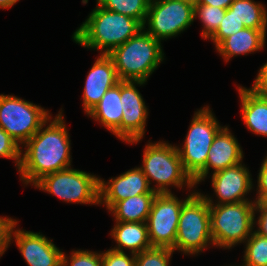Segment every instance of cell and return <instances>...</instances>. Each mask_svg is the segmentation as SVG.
Wrapping results in <instances>:
<instances>
[{
	"label": "cell",
	"instance_id": "1",
	"mask_svg": "<svg viewBox=\"0 0 267 266\" xmlns=\"http://www.w3.org/2000/svg\"><path fill=\"white\" fill-rule=\"evenodd\" d=\"M44 125L24 144L18 171L27 185H35L45 175L67 169L71 165L70 139L62 112ZM43 129V130H42Z\"/></svg>",
	"mask_w": 267,
	"mask_h": 266
},
{
	"label": "cell",
	"instance_id": "2",
	"mask_svg": "<svg viewBox=\"0 0 267 266\" xmlns=\"http://www.w3.org/2000/svg\"><path fill=\"white\" fill-rule=\"evenodd\" d=\"M97 5L72 37L83 47L102 49L101 54L108 55L143 29L138 20Z\"/></svg>",
	"mask_w": 267,
	"mask_h": 266
},
{
	"label": "cell",
	"instance_id": "3",
	"mask_svg": "<svg viewBox=\"0 0 267 266\" xmlns=\"http://www.w3.org/2000/svg\"><path fill=\"white\" fill-rule=\"evenodd\" d=\"M161 42L144 28L108 56L113 60L119 80L146 82L164 60Z\"/></svg>",
	"mask_w": 267,
	"mask_h": 266
},
{
	"label": "cell",
	"instance_id": "4",
	"mask_svg": "<svg viewBox=\"0 0 267 266\" xmlns=\"http://www.w3.org/2000/svg\"><path fill=\"white\" fill-rule=\"evenodd\" d=\"M202 196L210 208L213 245L230 249L250 237L255 222V201L212 204L210 197Z\"/></svg>",
	"mask_w": 267,
	"mask_h": 266
},
{
	"label": "cell",
	"instance_id": "5",
	"mask_svg": "<svg viewBox=\"0 0 267 266\" xmlns=\"http://www.w3.org/2000/svg\"><path fill=\"white\" fill-rule=\"evenodd\" d=\"M184 146L177 151L185 172L194 185L206 177V160L217 133L223 128L216 121L209 107L198 110L191 121Z\"/></svg>",
	"mask_w": 267,
	"mask_h": 266
},
{
	"label": "cell",
	"instance_id": "6",
	"mask_svg": "<svg viewBox=\"0 0 267 266\" xmlns=\"http://www.w3.org/2000/svg\"><path fill=\"white\" fill-rule=\"evenodd\" d=\"M142 163L140 168L147 177L149 186L150 181H156L157 193H171L168 189L170 185L182 188L186 183L188 188L194 187L193 180L182 166L177 146L160 141L149 143L145 147Z\"/></svg>",
	"mask_w": 267,
	"mask_h": 266
},
{
	"label": "cell",
	"instance_id": "7",
	"mask_svg": "<svg viewBox=\"0 0 267 266\" xmlns=\"http://www.w3.org/2000/svg\"><path fill=\"white\" fill-rule=\"evenodd\" d=\"M213 244L208 202L199 192L194 194L181 208L175 245L173 250L186 254L198 252Z\"/></svg>",
	"mask_w": 267,
	"mask_h": 266
},
{
	"label": "cell",
	"instance_id": "8",
	"mask_svg": "<svg viewBox=\"0 0 267 266\" xmlns=\"http://www.w3.org/2000/svg\"><path fill=\"white\" fill-rule=\"evenodd\" d=\"M50 120L44 108L13 95L0 94V127L19 145L25 144Z\"/></svg>",
	"mask_w": 267,
	"mask_h": 266
},
{
	"label": "cell",
	"instance_id": "9",
	"mask_svg": "<svg viewBox=\"0 0 267 266\" xmlns=\"http://www.w3.org/2000/svg\"><path fill=\"white\" fill-rule=\"evenodd\" d=\"M99 179L84 171L67 168L45 175L34 186L66 202L99 204Z\"/></svg>",
	"mask_w": 267,
	"mask_h": 266
},
{
	"label": "cell",
	"instance_id": "10",
	"mask_svg": "<svg viewBox=\"0 0 267 266\" xmlns=\"http://www.w3.org/2000/svg\"><path fill=\"white\" fill-rule=\"evenodd\" d=\"M194 19L191 4L180 0H150L143 28L148 24L147 32L161 42L187 29Z\"/></svg>",
	"mask_w": 267,
	"mask_h": 266
},
{
	"label": "cell",
	"instance_id": "11",
	"mask_svg": "<svg viewBox=\"0 0 267 266\" xmlns=\"http://www.w3.org/2000/svg\"><path fill=\"white\" fill-rule=\"evenodd\" d=\"M193 194L182 201L172 193H157L146 221L152 247H174L181 208Z\"/></svg>",
	"mask_w": 267,
	"mask_h": 266
},
{
	"label": "cell",
	"instance_id": "12",
	"mask_svg": "<svg viewBox=\"0 0 267 266\" xmlns=\"http://www.w3.org/2000/svg\"><path fill=\"white\" fill-rule=\"evenodd\" d=\"M134 84L141 86L145 82L121 80V140L132 144L138 143L145 134L148 116L145 102Z\"/></svg>",
	"mask_w": 267,
	"mask_h": 266
},
{
	"label": "cell",
	"instance_id": "13",
	"mask_svg": "<svg viewBox=\"0 0 267 266\" xmlns=\"http://www.w3.org/2000/svg\"><path fill=\"white\" fill-rule=\"evenodd\" d=\"M144 193H157L150 187L140 167L128 170L108 182L99 179V204L110 210L118 201Z\"/></svg>",
	"mask_w": 267,
	"mask_h": 266
},
{
	"label": "cell",
	"instance_id": "14",
	"mask_svg": "<svg viewBox=\"0 0 267 266\" xmlns=\"http://www.w3.org/2000/svg\"><path fill=\"white\" fill-rule=\"evenodd\" d=\"M16 222L10 233L29 266H61L63 252L45 236L31 231L15 230ZM14 233V234H13Z\"/></svg>",
	"mask_w": 267,
	"mask_h": 266
},
{
	"label": "cell",
	"instance_id": "15",
	"mask_svg": "<svg viewBox=\"0 0 267 266\" xmlns=\"http://www.w3.org/2000/svg\"><path fill=\"white\" fill-rule=\"evenodd\" d=\"M249 170L239 163L213 173L212 186L218 198V204L249 201L246 195L252 189Z\"/></svg>",
	"mask_w": 267,
	"mask_h": 266
},
{
	"label": "cell",
	"instance_id": "16",
	"mask_svg": "<svg viewBox=\"0 0 267 266\" xmlns=\"http://www.w3.org/2000/svg\"><path fill=\"white\" fill-rule=\"evenodd\" d=\"M119 81L113 60L108 55L101 54L86 78L82 96L86 114L101 100L107 90L114 87Z\"/></svg>",
	"mask_w": 267,
	"mask_h": 266
},
{
	"label": "cell",
	"instance_id": "17",
	"mask_svg": "<svg viewBox=\"0 0 267 266\" xmlns=\"http://www.w3.org/2000/svg\"><path fill=\"white\" fill-rule=\"evenodd\" d=\"M243 151L238 140L232 135L228 127H223L215 136L206 160V176L209 169L214 172L224 170L242 163Z\"/></svg>",
	"mask_w": 267,
	"mask_h": 266
},
{
	"label": "cell",
	"instance_id": "18",
	"mask_svg": "<svg viewBox=\"0 0 267 266\" xmlns=\"http://www.w3.org/2000/svg\"><path fill=\"white\" fill-rule=\"evenodd\" d=\"M241 98V114L245 125L251 132L267 136V95L255 91L252 87H238Z\"/></svg>",
	"mask_w": 267,
	"mask_h": 266
},
{
	"label": "cell",
	"instance_id": "19",
	"mask_svg": "<svg viewBox=\"0 0 267 266\" xmlns=\"http://www.w3.org/2000/svg\"><path fill=\"white\" fill-rule=\"evenodd\" d=\"M121 80L102 96L101 100L87 114L101 122L111 133L121 139Z\"/></svg>",
	"mask_w": 267,
	"mask_h": 266
},
{
	"label": "cell",
	"instance_id": "20",
	"mask_svg": "<svg viewBox=\"0 0 267 266\" xmlns=\"http://www.w3.org/2000/svg\"><path fill=\"white\" fill-rule=\"evenodd\" d=\"M266 30L243 28L222 40L215 48L226 62L233 56L259 51L265 45Z\"/></svg>",
	"mask_w": 267,
	"mask_h": 266
},
{
	"label": "cell",
	"instance_id": "21",
	"mask_svg": "<svg viewBox=\"0 0 267 266\" xmlns=\"http://www.w3.org/2000/svg\"><path fill=\"white\" fill-rule=\"evenodd\" d=\"M111 236L117 243L113 250L123 252V248L138 254L152 247L146 222H116Z\"/></svg>",
	"mask_w": 267,
	"mask_h": 266
},
{
	"label": "cell",
	"instance_id": "22",
	"mask_svg": "<svg viewBox=\"0 0 267 266\" xmlns=\"http://www.w3.org/2000/svg\"><path fill=\"white\" fill-rule=\"evenodd\" d=\"M157 193H144L118 201L109 211L116 222H146Z\"/></svg>",
	"mask_w": 267,
	"mask_h": 266
},
{
	"label": "cell",
	"instance_id": "23",
	"mask_svg": "<svg viewBox=\"0 0 267 266\" xmlns=\"http://www.w3.org/2000/svg\"><path fill=\"white\" fill-rule=\"evenodd\" d=\"M229 9L246 28L267 30V11L263 4L253 0H233Z\"/></svg>",
	"mask_w": 267,
	"mask_h": 266
},
{
	"label": "cell",
	"instance_id": "24",
	"mask_svg": "<svg viewBox=\"0 0 267 266\" xmlns=\"http://www.w3.org/2000/svg\"><path fill=\"white\" fill-rule=\"evenodd\" d=\"M97 3L109 11L130 16L144 26L150 0H97Z\"/></svg>",
	"mask_w": 267,
	"mask_h": 266
},
{
	"label": "cell",
	"instance_id": "25",
	"mask_svg": "<svg viewBox=\"0 0 267 266\" xmlns=\"http://www.w3.org/2000/svg\"><path fill=\"white\" fill-rule=\"evenodd\" d=\"M245 242V265L242 266H267V237L253 231Z\"/></svg>",
	"mask_w": 267,
	"mask_h": 266
},
{
	"label": "cell",
	"instance_id": "26",
	"mask_svg": "<svg viewBox=\"0 0 267 266\" xmlns=\"http://www.w3.org/2000/svg\"><path fill=\"white\" fill-rule=\"evenodd\" d=\"M226 9L205 4H197L194 7V18L197 16L203 23L202 37H209L218 29L220 22L225 16Z\"/></svg>",
	"mask_w": 267,
	"mask_h": 266
},
{
	"label": "cell",
	"instance_id": "27",
	"mask_svg": "<svg viewBox=\"0 0 267 266\" xmlns=\"http://www.w3.org/2000/svg\"><path fill=\"white\" fill-rule=\"evenodd\" d=\"M173 249L166 247H151L135 254V266H169Z\"/></svg>",
	"mask_w": 267,
	"mask_h": 266
},
{
	"label": "cell",
	"instance_id": "28",
	"mask_svg": "<svg viewBox=\"0 0 267 266\" xmlns=\"http://www.w3.org/2000/svg\"><path fill=\"white\" fill-rule=\"evenodd\" d=\"M245 28L243 22L233 14L229 8L226 9L225 16L220 22L218 29L209 37L215 44V47L225 38L234 35L241 29Z\"/></svg>",
	"mask_w": 267,
	"mask_h": 266
},
{
	"label": "cell",
	"instance_id": "29",
	"mask_svg": "<svg viewBox=\"0 0 267 266\" xmlns=\"http://www.w3.org/2000/svg\"><path fill=\"white\" fill-rule=\"evenodd\" d=\"M69 257L70 260L63 252L61 266H102V253L98 254L86 250H77L72 252Z\"/></svg>",
	"mask_w": 267,
	"mask_h": 266
},
{
	"label": "cell",
	"instance_id": "30",
	"mask_svg": "<svg viewBox=\"0 0 267 266\" xmlns=\"http://www.w3.org/2000/svg\"><path fill=\"white\" fill-rule=\"evenodd\" d=\"M21 152L19 143L0 127V157L15 159L16 166L19 168Z\"/></svg>",
	"mask_w": 267,
	"mask_h": 266
},
{
	"label": "cell",
	"instance_id": "31",
	"mask_svg": "<svg viewBox=\"0 0 267 266\" xmlns=\"http://www.w3.org/2000/svg\"><path fill=\"white\" fill-rule=\"evenodd\" d=\"M102 266H135V254L128 257L124 251L109 249L102 253Z\"/></svg>",
	"mask_w": 267,
	"mask_h": 266
},
{
	"label": "cell",
	"instance_id": "32",
	"mask_svg": "<svg viewBox=\"0 0 267 266\" xmlns=\"http://www.w3.org/2000/svg\"><path fill=\"white\" fill-rule=\"evenodd\" d=\"M17 221L12 218L0 217V257L6 251L10 243V233Z\"/></svg>",
	"mask_w": 267,
	"mask_h": 266
},
{
	"label": "cell",
	"instance_id": "33",
	"mask_svg": "<svg viewBox=\"0 0 267 266\" xmlns=\"http://www.w3.org/2000/svg\"><path fill=\"white\" fill-rule=\"evenodd\" d=\"M258 174V195L255 201H267V156Z\"/></svg>",
	"mask_w": 267,
	"mask_h": 266
},
{
	"label": "cell",
	"instance_id": "34",
	"mask_svg": "<svg viewBox=\"0 0 267 266\" xmlns=\"http://www.w3.org/2000/svg\"><path fill=\"white\" fill-rule=\"evenodd\" d=\"M260 212L258 219V230L261 236L267 237V201H255V211Z\"/></svg>",
	"mask_w": 267,
	"mask_h": 266
},
{
	"label": "cell",
	"instance_id": "35",
	"mask_svg": "<svg viewBox=\"0 0 267 266\" xmlns=\"http://www.w3.org/2000/svg\"><path fill=\"white\" fill-rule=\"evenodd\" d=\"M252 88L261 94L267 95V62L260 68Z\"/></svg>",
	"mask_w": 267,
	"mask_h": 266
},
{
	"label": "cell",
	"instance_id": "36",
	"mask_svg": "<svg viewBox=\"0 0 267 266\" xmlns=\"http://www.w3.org/2000/svg\"><path fill=\"white\" fill-rule=\"evenodd\" d=\"M233 0H198V4H205L222 9H228Z\"/></svg>",
	"mask_w": 267,
	"mask_h": 266
},
{
	"label": "cell",
	"instance_id": "37",
	"mask_svg": "<svg viewBox=\"0 0 267 266\" xmlns=\"http://www.w3.org/2000/svg\"><path fill=\"white\" fill-rule=\"evenodd\" d=\"M20 0H0V8H9L12 7L16 2Z\"/></svg>",
	"mask_w": 267,
	"mask_h": 266
},
{
	"label": "cell",
	"instance_id": "38",
	"mask_svg": "<svg viewBox=\"0 0 267 266\" xmlns=\"http://www.w3.org/2000/svg\"><path fill=\"white\" fill-rule=\"evenodd\" d=\"M180 1L191 4L194 7L198 4V0H180Z\"/></svg>",
	"mask_w": 267,
	"mask_h": 266
}]
</instances>
